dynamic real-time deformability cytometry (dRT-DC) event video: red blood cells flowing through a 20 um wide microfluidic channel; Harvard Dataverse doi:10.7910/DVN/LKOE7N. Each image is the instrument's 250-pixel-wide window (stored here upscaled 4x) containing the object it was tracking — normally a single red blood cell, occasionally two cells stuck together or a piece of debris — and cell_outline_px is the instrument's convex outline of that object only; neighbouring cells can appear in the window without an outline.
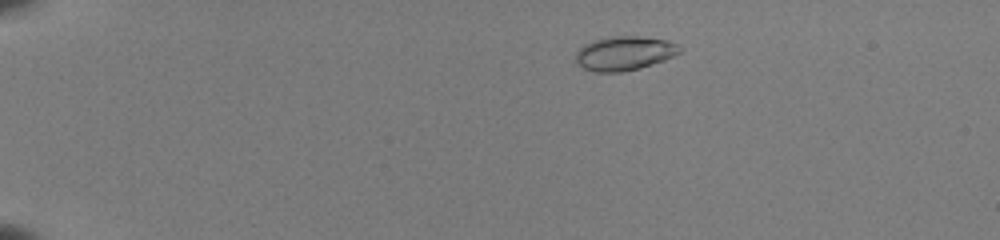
{"species": "common noctule bat (a hibernating species)", "species_latin": "Nyctalus noctula", "temperature_condition": "room temperature", "stored_images_in_passage": 51, "camera_frame_rate_fps": 3000, "um_per_image_px": 0.085, "animal": {"sex": "female", "body_mass_g": 22.0, "forearm_length_mm": 56.7}, "frame": {"image": 1, "passage_image": 9, "time_ms": 2.667, "image_size_px": [1000, 240], "cell_outline_px": [[684, 48], [680, 52], [664, 60], [640, 68], [620, 72], [596, 72], [584, 68], [576, 60], [576, 52], [584, 44], [592, 40], [608, 36], [640, 36], [668, 40], [680, 44]], "centroid_in_image_um": [53.11, 4.51], "position_along_channel_um": 31.9, "area_um2": 20.81}}
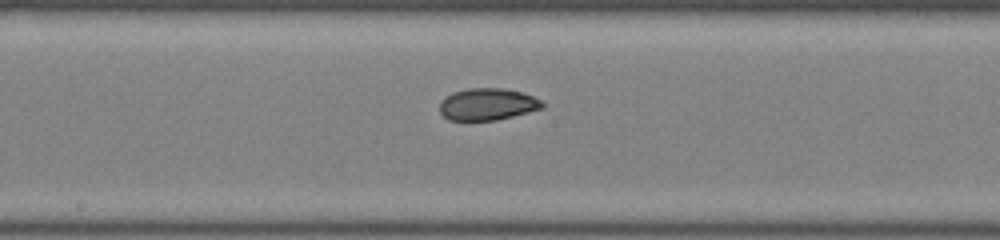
{"frame": {"image": 2, "passage_image": 29, "time_ms": 9.333, "image_size_px": [1000, 240], "cell_outline_px": [[544, 108], [496, 120], [448, 120], [440, 112], [440, 100], [444, 96], [452, 92], [468, 88], [504, 88], [520, 92], [532, 96], [540, 100], [544, 104]], "centroid_in_image_um": [41.4, 8.85], "position_along_channel_um": 206.8, "area_um2": 19.13}}
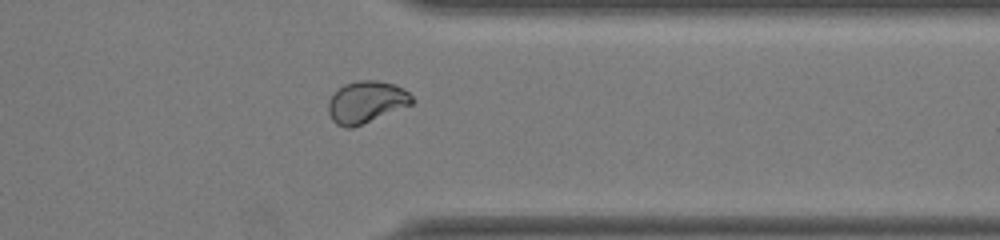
{"frame": {"image": 3, "passage_image": 42, "time_ms": 13.667, "image_size_px": [1000, 240], "cell_outline_px": [[416, 100], [412, 104], [352, 128], [344, 128], [336, 124], [332, 120], [328, 112], [328, 100], [344, 84], [356, 80], [376, 80], [396, 84], [404, 88]], "centroid_in_image_um": [31.14, 8.66], "position_along_channel_um": 380.3, "area_um2": 20.52}, "authors_computed_cell_mechanics": {"area_um2": 19.9988, "velocity_mm_per_s": 4.0047, "shape_relaxation_time_tau1_ms": 3.7168, "shape_relaxation_time_tau2_ms": 1.7689, "deformation_change_tau1": 0.1267, "deformation_change_tau2": 0.0499}}